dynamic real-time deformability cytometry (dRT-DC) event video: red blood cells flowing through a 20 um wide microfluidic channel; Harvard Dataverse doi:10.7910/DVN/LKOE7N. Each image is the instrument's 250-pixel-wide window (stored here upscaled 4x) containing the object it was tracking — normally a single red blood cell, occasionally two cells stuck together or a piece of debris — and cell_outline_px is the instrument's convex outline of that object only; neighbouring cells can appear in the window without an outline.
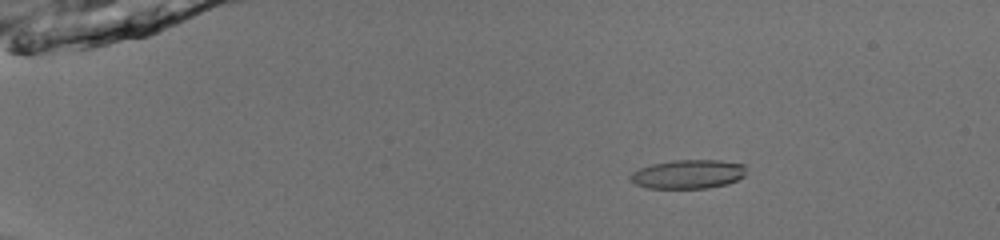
{"species": "common noctule bat (a hibernating species)", "species_latin": "Nyctalus noctula", "temperature_condition": "room temperature", "stored_images_in_passage": 52, "camera_frame_rate_fps": 3000, "um_per_image_px": 0.085, "animal": {"sex": "male", "body_mass_g": 13.0, "forearm_length_mm": 53.1}, "frame": {"image": 1, "passage_image": 9, "time_ms": 2.667, "image_size_px": [1000, 240], "cell_outline_px": [[744, 176], [728, 184], [708, 188], [648, 188], [636, 184], [628, 180], [628, 176], [632, 172], [640, 168], [652, 164], [672, 160], [720, 160], [744, 164]], "centroid_in_image_um": [58.45, 14.8], "position_along_channel_um": 26.5, "area_um2": 19.59}}
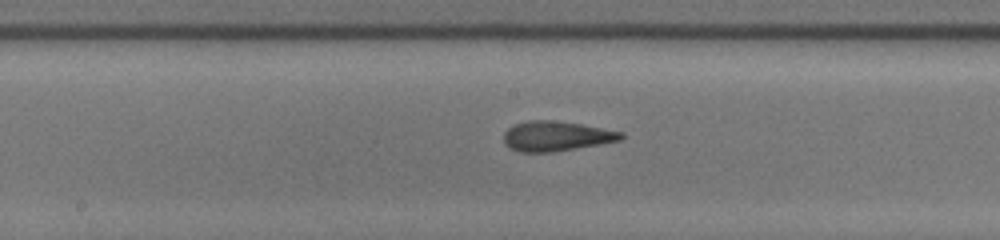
{"frame": {"image": 2, "passage_image": 29, "time_ms": 9.333, "image_size_px": [1000, 240], "cell_outline_px": [[624, 136], [620, 140], [600, 144], [552, 152], [520, 152], [508, 148], [504, 144], [504, 132], [512, 124], [528, 120], [552, 120], [580, 124], [624, 132]], "centroid_in_image_um": [47.23, 11.57], "position_along_channel_um": 201.0, "area_um2": 20.52}}
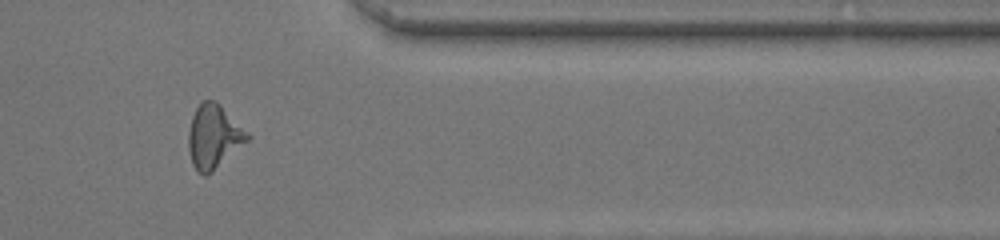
{"frame": {"image": 3, "passage_image": 44, "time_ms": 14.333, "image_size_px": [1000, 240], "cell_outline_px": [[252, 136], [248, 140], [212, 172], [204, 176], [192, 164], [188, 148], [188, 132], [192, 116], [196, 108], [204, 100], [216, 100]], "centroid_in_image_um": [18.16, 11.59], "position_along_channel_um": 393.2, "area_um2": 21.68}, "authors_computed_cell_mechanics": {"area_um2": 20.23, "velocity_mm_per_s": 4.0125, "shape_relaxation_time_tau1_ms": 6.2693, "shape_relaxation_time_tau2_ms": 1.2431, "deformation_change_tau1": 0.2006, "deformation_change_tau2": 0.1078}}